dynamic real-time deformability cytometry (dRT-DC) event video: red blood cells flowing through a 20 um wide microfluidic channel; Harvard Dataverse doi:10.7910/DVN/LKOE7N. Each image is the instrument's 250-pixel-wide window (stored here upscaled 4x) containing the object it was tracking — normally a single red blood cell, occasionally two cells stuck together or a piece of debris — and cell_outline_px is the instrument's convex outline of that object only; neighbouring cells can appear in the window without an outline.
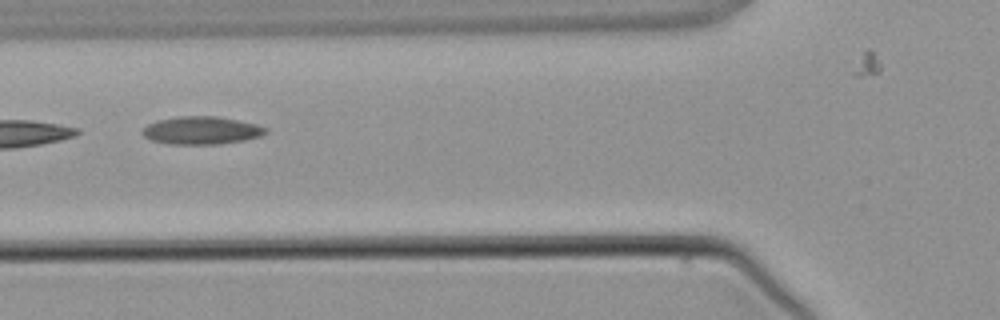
{"species": "common noctule bat (a hibernating species)", "species_latin": "Nyctalus noctula", "temperature_condition": "warm", "stored_images_in_passage": 5, "camera_frame_rate_fps": 3000, "um_per_image_px": 0.085, "animal": {"sex": "male", "body_mass_g": 21.5, "forearm_length_mm": 52.0}, "frame": {"image": 1, "passage_image": 4, "time_ms": 3.667, "image_size_px": [1000, 320], "cell_outline_px": [[268, 132], [260, 136], [244, 140], [220, 144], [172, 144], [152, 140], [144, 136], [140, 132], [148, 124], [156, 120], [180, 116], [216, 116], [256, 124], [268, 128]], "centroid_in_image_um": [17.12, 11.08], "position_along_channel_um": 108.7, "area_um2": 19.94}}